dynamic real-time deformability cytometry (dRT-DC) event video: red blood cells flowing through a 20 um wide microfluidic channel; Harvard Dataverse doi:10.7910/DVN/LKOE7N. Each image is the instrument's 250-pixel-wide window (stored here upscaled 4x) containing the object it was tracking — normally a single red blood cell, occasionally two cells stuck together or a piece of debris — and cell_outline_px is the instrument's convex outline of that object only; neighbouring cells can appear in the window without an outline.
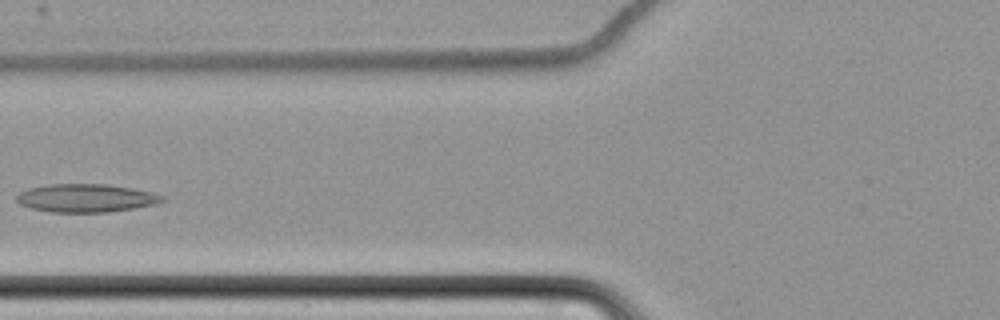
{"species": "common noctule bat (a hibernating species)", "species_latin": "Nyctalus noctula", "temperature_condition": "cold", "stored_images_in_passage": 5, "camera_frame_rate_fps": 3000, "um_per_image_px": 0.085, "animal": {"sex": "female", "body_mass_g": 22.7, "forearm_length_mm": 54.2}, "frame": {"image": 1, "passage_image": 5, "time_ms": 5.333, "image_size_px": [1000, 320], "cell_outline_px": [[164, 200], [156, 204], [108, 212], [52, 212], [32, 208], [20, 204], [16, 200], [16, 196], [20, 192], [28, 188], [48, 184], [104, 184], [132, 188], [152, 192], [164, 196]], "centroid_in_image_um": [7.3, 16.83], "position_along_channel_um": 118.5, "area_um2": 23.81}}